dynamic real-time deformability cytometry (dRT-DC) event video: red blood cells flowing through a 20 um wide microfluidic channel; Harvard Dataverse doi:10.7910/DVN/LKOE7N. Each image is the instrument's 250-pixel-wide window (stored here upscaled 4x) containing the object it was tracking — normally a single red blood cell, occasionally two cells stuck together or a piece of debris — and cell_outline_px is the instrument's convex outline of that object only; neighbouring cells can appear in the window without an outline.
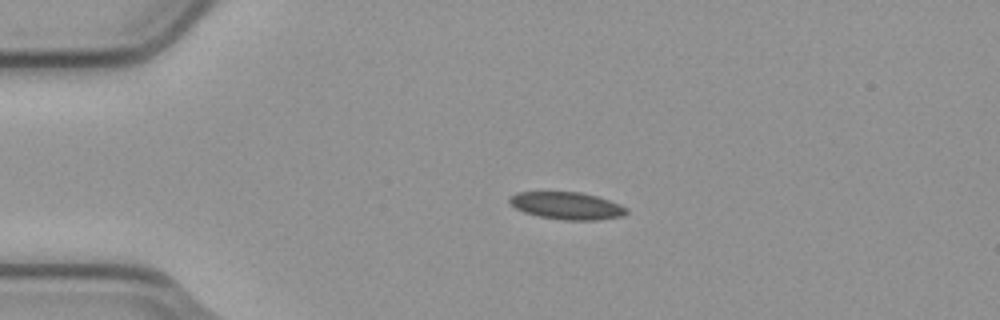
{"species": "common noctule bat (a hibernating species)", "species_latin": "Nyctalus noctula", "temperature_condition": "cold", "stored_images_in_passage": 3, "camera_frame_rate_fps": 3000, "um_per_image_px": 0.085, "animal": {"sex": "male", "body_mass_g": 23.1, "forearm_length_mm": 52.7}, "frame": {"image": 1, "passage_image": 2, "time_ms": 0.333, "image_size_px": [1000, 320], "cell_outline_px": [[628, 212], [624, 216], [596, 220], [564, 220], [540, 216], [524, 212], [516, 208], [508, 200], [516, 192], [580, 192], [596, 196], [620, 204], [628, 208]], "centroid_in_image_um": [48.22, 17.49], "position_along_channel_um": 36.8, "area_um2": 18.5}}